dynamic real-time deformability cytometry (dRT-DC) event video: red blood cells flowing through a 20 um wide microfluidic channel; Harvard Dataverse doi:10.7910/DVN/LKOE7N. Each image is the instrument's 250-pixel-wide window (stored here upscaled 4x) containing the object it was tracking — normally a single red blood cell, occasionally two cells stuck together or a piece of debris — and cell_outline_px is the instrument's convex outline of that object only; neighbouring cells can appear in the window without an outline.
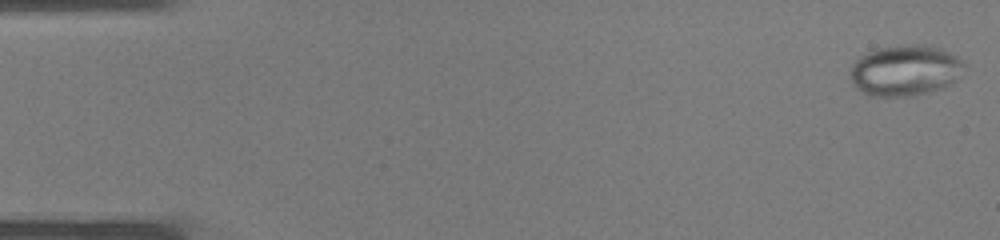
{"species": "common noctule bat (a hibernating species)", "species_latin": "Nyctalus noctula", "temperature_condition": "warm", "stored_images_in_passage": 37, "camera_frame_rate_fps": 3000, "um_per_image_px": 0.085, "animal": {"sex": "male", "body_mass_g": 19.0, "forearm_length_mm": 50.8}, "frame": {"image": 1, "passage_image": 1, "time_ms": 0.0, "image_size_px": [1000, 240], "cell_outline_px": [[964, 64], [956, 80], [940, 88], [928, 92], [908, 96], [868, 96], [856, 88], [852, 84], [852, 64], [860, 56], [868, 52], [880, 48], [916, 44], [936, 48], [956, 56]], "centroid_in_image_um": [76.88, 6.01], "position_along_channel_um": 8.1, "area_um2": 32.95}}
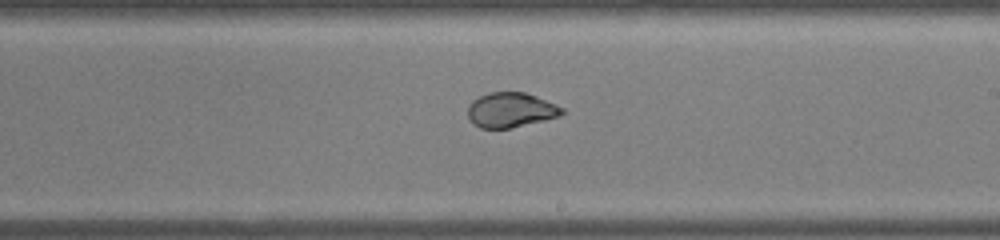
{"frame": {"image": 2, "passage_image": 22, "time_ms": 7.0, "image_size_px": [1000, 240], "cell_outline_px": [[564, 112], [560, 116], [512, 128], [480, 128], [472, 124], [468, 116], [468, 108], [472, 100], [488, 92], [524, 92], [536, 96], [564, 108]], "centroid_in_image_um": [43.39, 9.35], "position_along_channel_um": 245.6, "area_um2": 19.13}}
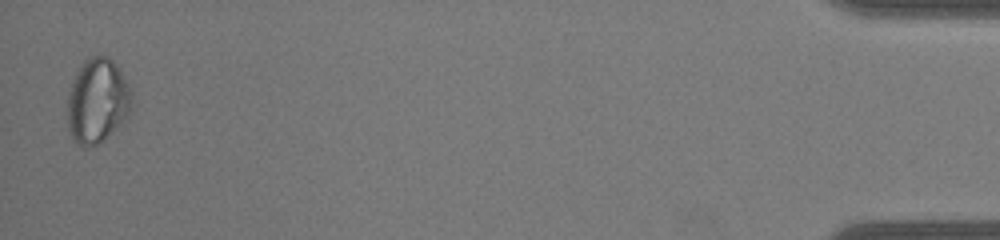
{"frame": {"image": 3, "passage_image": 37, "time_ms": 12.0, "image_size_px": [1000, 240], "cell_outline_px": [[132, 96], [128, 112], [120, 124], [96, 144], [88, 148], [84, 148], [72, 140], [68, 132], [68, 92], [72, 80], [80, 64], [88, 56], [108, 56], [116, 64], [124, 76], [132, 92]], "centroid_in_image_um": [8.23, 8.55], "position_along_channel_um": 427.0, "area_um2": 31.62}}